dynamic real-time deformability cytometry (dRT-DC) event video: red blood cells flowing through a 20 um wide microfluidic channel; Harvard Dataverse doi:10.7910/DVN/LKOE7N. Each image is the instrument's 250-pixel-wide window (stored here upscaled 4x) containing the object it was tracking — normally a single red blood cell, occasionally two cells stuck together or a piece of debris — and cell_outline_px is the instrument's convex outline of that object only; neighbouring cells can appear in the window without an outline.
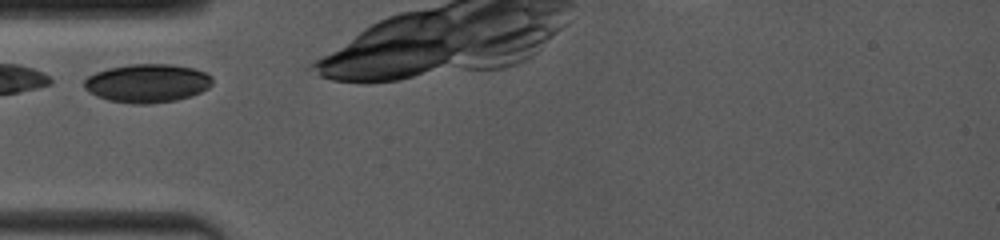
{"species": "common noctule bat (a hibernating species)", "species_latin": "Nyctalus noctula", "temperature_condition": "room temperature", "stored_images_in_passage": 8, "camera_frame_rate_fps": 4000, "um_per_image_px": 0.085, "animal": {"sex": "female", "body_mass_g": 19.0, "forearm_length_mm": 53.3}, "frame": {"image": 1, "passage_image": 1, "time_ms": 0.0, "image_size_px": [1000, 240], "cell_outline_px": [[212, 84], [208, 88], [192, 96], [176, 100], [148, 104], [132, 104], [108, 100], [96, 96], [88, 92], [84, 88], [84, 80], [88, 76], [96, 72], [108, 68], [128, 64], [172, 64], [192, 68], [204, 72], [212, 76]], "centroid_in_image_um": [12.5, 7.07], "position_along_channel_um": 72.5, "area_um2": 28.96}}